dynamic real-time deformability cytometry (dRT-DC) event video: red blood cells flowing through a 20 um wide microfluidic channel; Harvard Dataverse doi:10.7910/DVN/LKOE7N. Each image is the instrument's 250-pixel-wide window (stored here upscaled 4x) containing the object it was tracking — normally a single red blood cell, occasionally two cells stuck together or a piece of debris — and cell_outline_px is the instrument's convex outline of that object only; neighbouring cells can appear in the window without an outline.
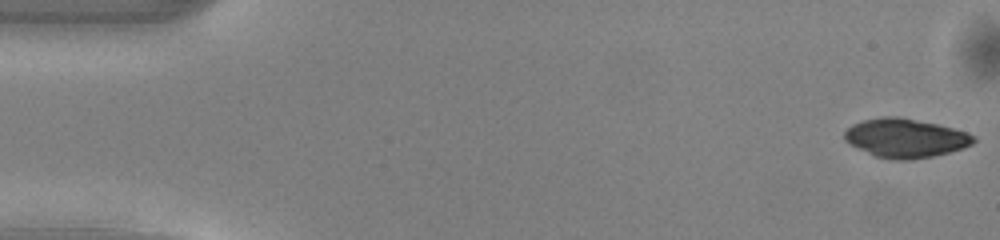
{"species": "common noctule bat (a hibernating species)", "species_latin": "Nyctalus noctula", "temperature_condition": "warm", "stored_images_in_passage": 49, "camera_frame_rate_fps": 3000, "um_per_image_px": 0.085, "animal": {"sex": "male", "body_mass_g": 13.0, "forearm_length_mm": 53.1}, "frame": {"image": 1, "passage_image": 1, "time_ms": 0.0, "image_size_px": [1000, 240], "cell_outline_px": [[976, 140], [972, 144], [948, 152], [932, 156], [908, 160], [896, 160], [876, 156], [844, 140], [844, 132], [852, 124], [864, 120], [884, 116], [896, 116], [936, 124], [968, 132], [976, 136]], "centroid_in_image_um": [76.97, 11.73], "position_along_channel_um": 8.0, "area_um2": 28.78}}
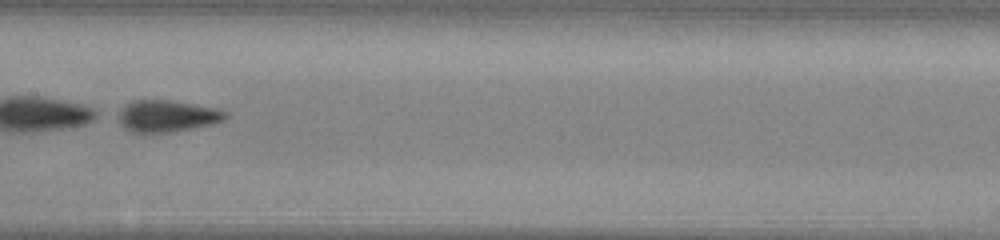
{"frame": {"image": 2, "passage_image": 25, "time_ms": 8.0, "image_size_px": [1000, 240], "cell_outline_px": [[228, 116], [224, 120], [212, 124], [172, 132], [132, 132], [124, 128], [120, 124], [120, 108], [124, 104], [132, 100], [168, 100], [220, 108], [228, 112]], "centroid_in_image_um": [14.23, 9.85], "position_along_channel_um": 193.2, "area_um2": 19.88}}
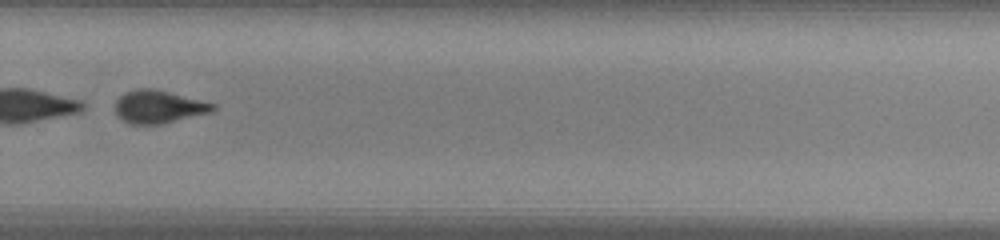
{"frame": {"image": 3, "passage_image": 34, "time_ms": 11.0, "image_size_px": [1000, 240], "cell_outline_px": [[216, 108], [212, 112], [160, 124], [128, 124], [116, 112], [116, 100], [124, 92], [136, 88], [156, 88], [216, 104]], "centroid_in_image_um": [13.49, 9.05], "position_along_channel_um": 316.3, "area_um2": 18.73}}